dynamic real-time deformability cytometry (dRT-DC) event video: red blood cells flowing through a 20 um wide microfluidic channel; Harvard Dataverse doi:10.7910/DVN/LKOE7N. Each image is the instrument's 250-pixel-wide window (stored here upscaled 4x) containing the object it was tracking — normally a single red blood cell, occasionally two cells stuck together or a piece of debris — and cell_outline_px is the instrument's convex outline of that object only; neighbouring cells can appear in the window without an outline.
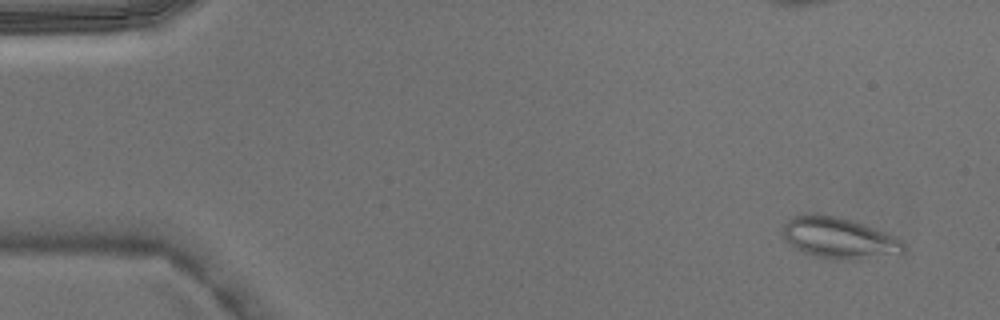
{"species": "Egyptian fruit bat (a non-hibernating species)", "species_latin": "Rousettus aegyptiacus", "temperature_condition": "warm", "stored_images_in_passage": 4, "camera_frame_rate_fps": 3000, "um_per_image_px": 0.085, "animal": {"sex": "male"}, "frame": {"image": 1, "passage_image": 1, "time_ms": 0.0, "image_size_px": [1000, 320], "cell_outline_px": [[908, 248], [904, 256], [860, 260], [836, 260], [816, 256], [804, 252], [788, 244], [780, 232], [784, 224], [788, 220], [804, 212], [816, 212], [840, 216], [864, 224], [896, 236]], "centroid_in_image_um": [71.39, 20.24], "position_along_channel_um": 13.6, "area_um2": 30.35}}